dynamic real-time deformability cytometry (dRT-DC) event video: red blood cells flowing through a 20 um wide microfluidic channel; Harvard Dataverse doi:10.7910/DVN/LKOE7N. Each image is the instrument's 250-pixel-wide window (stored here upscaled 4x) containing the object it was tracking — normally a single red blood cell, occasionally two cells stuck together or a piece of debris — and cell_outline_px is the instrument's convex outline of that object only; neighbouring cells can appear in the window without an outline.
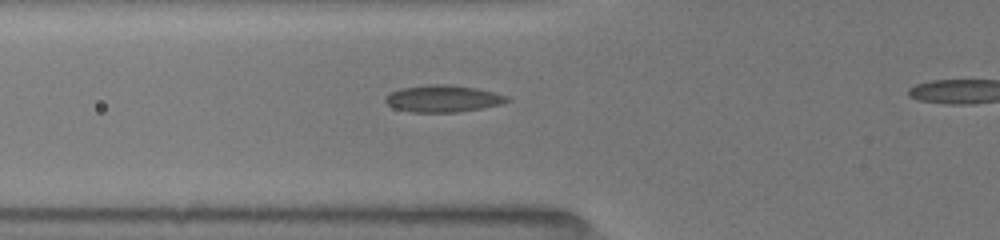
{"species": "common noctule bat (a hibernating species)", "species_latin": "Nyctalus noctula", "temperature_condition": "room temperature", "stored_images_in_passage": 8, "segment_of_instrument_passage": [1, 2], "camera_frame_rate_fps": 3000, "um_per_image_px": 0.085, "animal": {"sex": "female", "body_mass_g": 19.5, "forearm_length_mm": 54.1}, "frame": {"image": 1, "passage_image": 7, "time_ms": 2.0, "image_size_px": [1000, 240], "cell_outline_px": [[512, 100], [500, 104], [480, 108], [456, 112], [412, 112], [392, 108], [384, 100], [384, 96], [400, 88], [428, 84], [448, 84], [476, 88], [496, 92], [508, 96]], "centroid_in_image_um": [37.64, 8.37], "position_along_channel_um": 88.2, "area_um2": 19.19}}